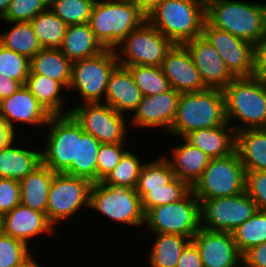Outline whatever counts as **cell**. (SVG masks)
Here are the masks:
<instances>
[{"instance_id":"cell-1","label":"cell","mask_w":266,"mask_h":267,"mask_svg":"<svg viewBox=\"0 0 266 267\" xmlns=\"http://www.w3.org/2000/svg\"><path fill=\"white\" fill-rule=\"evenodd\" d=\"M206 21L254 46L266 37V3L206 0Z\"/></svg>"},{"instance_id":"cell-2","label":"cell","mask_w":266,"mask_h":267,"mask_svg":"<svg viewBox=\"0 0 266 267\" xmlns=\"http://www.w3.org/2000/svg\"><path fill=\"white\" fill-rule=\"evenodd\" d=\"M206 0H164L146 16L173 44L183 45L202 35Z\"/></svg>"},{"instance_id":"cell-3","label":"cell","mask_w":266,"mask_h":267,"mask_svg":"<svg viewBox=\"0 0 266 267\" xmlns=\"http://www.w3.org/2000/svg\"><path fill=\"white\" fill-rule=\"evenodd\" d=\"M227 123L222 89L207 88L200 92L181 93L170 136L183 138L187 133Z\"/></svg>"},{"instance_id":"cell-4","label":"cell","mask_w":266,"mask_h":267,"mask_svg":"<svg viewBox=\"0 0 266 267\" xmlns=\"http://www.w3.org/2000/svg\"><path fill=\"white\" fill-rule=\"evenodd\" d=\"M223 93L227 122L235 118L242 123L233 127L236 132L266 128V83L253 76L234 78Z\"/></svg>"},{"instance_id":"cell-5","label":"cell","mask_w":266,"mask_h":267,"mask_svg":"<svg viewBox=\"0 0 266 267\" xmlns=\"http://www.w3.org/2000/svg\"><path fill=\"white\" fill-rule=\"evenodd\" d=\"M146 16L132 0H106L93 5L88 24L104 48L114 49Z\"/></svg>"},{"instance_id":"cell-6","label":"cell","mask_w":266,"mask_h":267,"mask_svg":"<svg viewBox=\"0 0 266 267\" xmlns=\"http://www.w3.org/2000/svg\"><path fill=\"white\" fill-rule=\"evenodd\" d=\"M191 191L200 203L203 200L230 197L244 192L245 169L238 152L211 159Z\"/></svg>"},{"instance_id":"cell-7","label":"cell","mask_w":266,"mask_h":267,"mask_svg":"<svg viewBox=\"0 0 266 267\" xmlns=\"http://www.w3.org/2000/svg\"><path fill=\"white\" fill-rule=\"evenodd\" d=\"M89 208L97 210L105 217L135 227H143L145 213L136 189L121 185H104L93 182L90 191Z\"/></svg>"},{"instance_id":"cell-8","label":"cell","mask_w":266,"mask_h":267,"mask_svg":"<svg viewBox=\"0 0 266 267\" xmlns=\"http://www.w3.org/2000/svg\"><path fill=\"white\" fill-rule=\"evenodd\" d=\"M117 65L114 49L107 48L95 56L76 60L67 90L78 92L81 103L105 102L109 76Z\"/></svg>"},{"instance_id":"cell-9","label":"cell","mask_w":266,"mask_h":267,"mask_svg":"<svg viewBox=\"0 0 266 267\" xmlns=\"http://www.w3.org/2000/svg\"><path fill=\"white\" fill-rule=\"evenodd\" d=\"M174 44L145 21L132 30L115 48L118 65L161 66Z\"/></svg>"},{"instance_id":"cell-10","label":"cell","mask_w":266,"mask_h":267,"mask_svg":"<svg viewBox=\"0 0 266 267\" xmlns=\"http://www.w3.org/2000/svg\"><path fill=\"white\" fill-rule=\"evenodd\" d=\"M145 226L153 233L192 237L201 228L200 202L190 190L181 200L151 208Z\"/></svg>"},{"instance_id":"cell-11","label":"cell","mask_w":266,"mask_h":267,"mask_svg":"<svg viewBox=\"0 0 266 267\" xmlns=\"http://www.w3.org/2000/svg\"><path fill=\"white\" fill-rule=\"evenodd\" d=\"M47 139L41 152L42 164L55 173H64L77 163V138L84 132L70 114L51 115Z\"/></svg>"},{"instance_id":"cell-12","label":"cell","mask_w":266,"mask_h":267,"mask_svg":"<svg viewBox=\"0 0 266 267\" xmlns=\"http://www.w3.org/2000/svg\"><path fill=\"white\" fill-rule=\"evenodd\" d=\"M69 114L84 132L101 144H125L129 136L125 115L104 102L80 103L70 108Z\"/></svg>"},{"instance_id":"cell-13","label":"cell","mask_w":266,"mask_h":267,"mask_svg":"<svg viewBox=\"0 0 266 267\" xmlns=\"http://www.w3.org/2000/svg\"><path fill=\"white\" fill-rule=\"evenodd\" d=\"M92 185L86 178L56 173L48 195L47 220L56 228L57 223L73 218L81 208H89Z\"/></svg>"},{"instance_id":"cell-14","label":"cell","mask_w":266,"mask_h":267,"mask_svg":"<svg viewBox=\"0 0 266 267\" xmlns=\"http://www.w3.org/2000/svg\"><path fill=\"white\" fill-rule=\"evenodd\" d=\"M258 210L246 192L230 197L212 198L200 203L201 228L232 232Z\"/></svg>"},{"instance_id":"cell-15","label":"cell","mask_w":266,"mask_h":267,"mask_svg":"<svg viewBox=\"0 0 266 267\" xmlns=\"http://www.w3.org/2000/svg\"><path fill=\"white\" fill-rule=\"evenodd\" d=\"M202 35L216 49L235 78L252 77L255 49L253 44L211 26L206 20Z\"/></svg>"},{"instance_id":"cell-16","label":"cell","mask_w":266,"mask_h":267,"mask_svg":"<svg viewBox=\"0 0 266 267\" xmlns=\"http://www.w3.org/2000/svg\"><path fill=\"white\" fill-rule=\"evenodd\" d=\"M180 96L181 93L173 88L161 94L143 96L129 123L136 129L160 127L169 132Z\"/></svg>"},{"instance_id":"cell-17","label":"cell","mask_w":266,"mask_h":267,"mask_svg":"<svg viewBox=\"0 0 266 267\" xmlns=\"http://www.w3.org/2000/svg\"><path fill=\"white\" fill-rule=\"evenodd\" d=\"M192 241L197 246L203 267H236L242 261L232 232L200 228Z\"/></svg>"},{"instance_id":"cell-18","label":"cell","mask_w":266,"mask_h":267,"mask_svg":"<svg viewBox=\"0 0 266 267\" xmlns=\"http://www.w3.org/2000/svg\"><path fill=\"white\" fill-rule=\"evenodd\" d=\"M183 45L189 51L207 88L223 90L235 78L227 69L219 53L203 35L195 37Z\"/></svg>"},{"instance_id":"cell-19","label":"cell","mask_w":266,"mask_h":267,"mask_svg":"<svg viewBox=\"0 0 266 267\" xmlns=\"http://www.w3.org/2000/svg\"><path fill=\"white\" fill-rule=\"evenodd\" d=\"M160 67L171 88L180 93L200 92L207 89L184 45L174 44L166 53Z\"/></svg>"},{"instance_id":"cell-20","label":"cell","mask_w":266,"mask_h":267,"mask_svg":"<svg viewBox=\"0 0 266 267\" xmlns=\"http://www.w3.org/2000/svg\"><path fill=\"white\" fill-rule=\"evenodd\" d=\"M3 234L18 239L28 246L38 235H54L57 229L47 220L46 214L24 205H17L2 215Z\"/></svg>"},{"instance_id":"cell-21","label":"cell","mask_w":266,"mask_h":267,"mask_svg":"<svg viewBox=\"0 0 266 267\" xmlns=\"http://www.w3.org/2000/svg\"><path fill=\"white\" fill-rule=\"evenodd\" d=\"M0 116L15 130L14 121L45 128L51 115L28 87L22 85L11 96L0 101Z\"/></svg>"},{"instance_id":"cell-22","label":"cell","mask_w":266,"mask_h":267,"mask_svg":"<svg viewBox=\"0 0 266 267\" xmlns=\"http://www.w3.org/2000/svg\"><path fill=\"white\" fill-rule=\"evenodd\" d=\"M142 98V92L129 69L117 65L109 76L104 103L124 115L126 112H134Z\"/></svg>"},{"instance_id":"cell-23","label":"cell","mask_w":266,"mask_h":267,"mask_svg":"<svg viewBox=\"0 0 266 267\" xmlns=\"http://www.w3.org/2000/svg\"><path fill=\"white\" fill-rule=\"evenodd\" d=\"M183 139L211 159L223 158L236 151V131L228 122L213 128L192 131Z\"/></svg>"},{"instance_id":"cell-24","label":"cell","mask_w":266,"mask_h":267,"mask_svg":"<svg viewBox=\"0 0 266 267\" xmlns=\"http://www.w3.org/2000/svg\"><path fill=\"white\" fill-rule=\"evenodd\" d=\"M171 148L172 158L168 156L166 158L171 164L175 177L192 187L203 174L211 158L184 139L183 144Z\"/></svg>"},{"instance_id":"cell-25","label":"cell","mask_w":266,"mask_h":267,"mask_svg":"<svg viewBox=\"0 0 266 267\" xmlns=\"http://www.w3.org/2000/svg\"><path fill=\"white\" fill-rule=\"evenodd\" d=\"M55 174L41 164L20 180V204L46 214L48 195Z\"/></svg>"},{"instance_id":"cell-26","label":"cell","mask_w":266,"mask_h":267,"mask_svg":"<svg viewBox=\"0 0 266 267\" xmlns=\"http://www.w3.org/2000/svg\"><path fill=\"white\" fill-rule=\"evenodd\" d=\"M18 147L13 142L0 150V178L20 181L42 164L41 150Z\"/></svg>"},{"instance_id":"cell-27","label":"cell","mask_w":266,"mask_h":267,"mask_svg":"<svg viewBox=\"0 0 266 267\" xmlns=\"http://www.w3.org/2000/svg\"><path fill=\"white\" fill-rule=\"evenodd\" d=\"M105 48L95 38L88 23L67 25L59 50L70 61L85 59L101 53Z\"/></svg>"},{"instance_id":"cell-28","label":"cell","mask_w":266,"mask_h":267,"mask_svg":"<svg viewBox=\"0 0 266 267\" xmlns=\"http://www.w3.org/2000/svg\"><path fill=\"white\" fill-rule=\"evenodd\" d=\"M236 151L245 171L266 170V128L236 132Z\"/></svg>"},{"instance_id":"cell-29","label":"cell","mask_w":266,"mask_h":267,"mask_svg":"<svg viewBox=\"0 0 266 267\" xmlns=\"http://www.w3.org/2000/svg\"><path fill=\"white\" fill-rule=\"evenodd\" d=\"M72 63L59 48H42L30 59V73L56 80L68 89Z\"/></svg>"},{"instance_id":"cell-30","label":"cell","mask_w":266,"mask_h":267,"mask_svg":"<svg viewBox=\"0 0 266 267\" xmlns=\"http://www.w3.org/2000/svg\"><path fill=\"white\" fill-rule=\"evenodd\" d=\"M25 85L50 115L69 114L70 109L66 111L64 108L66 106L65 100L63 95L61 96L62 91L67 90L62 83L29 72Z\"/></svg>"},{"instance_id":"cell-31","label":"cell","mask_w":266,"mask_h":267,"mask_svg":"<svg viewBox=\"0 0 266 267\" xmlns=\"http://www.w3.org/2000/svg\"><path fill=\"white\" fill-rule=\"evenodd\" d=\"M155 236L150 249L151 267H176L182 250L191 241L190 238L166 233H151Z\"/></svg>"},{"instance_id":"cell-32","label":"cell","mask_w":266,"mask_h":267,"mask_svg":"<svg viewBox=\"0 0 266 267\" xmlns=\"http://www.w3.org/2000/svg\"><path fill=\"white\" fill-rule=\"evenodd\" d=\"M42 48H59L66 33L67 24L50 8L29 21Z\"/></svg>"},{"instance_id":"cell-33","label":"cell","mask_w":266,"mask_h":267,"mask_svg":"<svg viewBox=\"0 0 266 267\" xmlns=\"http://www.w3.org/2000/svg\"><path fill=\"white\" fill-rule=\"evenodd\" d=\"M175 178L171 164L162 154L161 157L151 160L142 165L136 192L142 199L150 190L164 188V185Z\"/></svg>"},{"instance_id":"cell-34","label":"cell","mask_w":266,"mask_h":267,"mask_svg":"<svg viewBox=\"0 0 266 267\" xmlns=\"http://www.w3.org/2000/svg\"><path fill=\"white\" fill-rule=\"evenodd\" d=\"M100 144L92 135L83 132L81 138H77V163H72L64 173L96 182L97 154Z\"/></svg>"},{"instance_id":"cell-35","label":"cell","mask_w":266,"mask_h":267,"mask_svg":"<svg viewBox=\"0 0 266 267\" xmlns=\"http://www.w3.org/2000/svg\"><path fill=\"white\" fill-rule=\"evenodd\" d=\"M9 31L0 32V44L20 55L31 59L42 49L29 22H11Z\"/></svg>"},{"instance_id":"cell-36","label":"cell","mask_w":266,"mask_h":267,"mask_svg":"<svg viewBox=\"0 0 266 267\" xmlns=\"http://www.w3.org/2000/svg\"><path fill=\"white\" fill-rule=\"evenodd\" d=\"M232 235L241 255L266 242V211L257 210L242 225L235 228Z\"/></svg>"},{"instance_id":"cell-37","label":"cell","mask_w":266,"mask_h":267,"mask_svg":"<svg viewBox=\"0 0 266 267\" xmlns=\"http://www.w3.org/2000/svg\"><path fill=\"white\" fill-rule=\"evenodd\" d=\"M127 68L143 96L161 94L171 89L160 66L133 65Z\"/></svg>"},{"instance_id":"cell-38","label":"cell","mask_w":266,"mask_h":267,"mask_svg":"<svg viewBox=\"0 0 266 267\" xmlns=\"http://www.w3.org/2000/svg\"><path fill=\"white\" fill-rule=\"evenodd\" d=\"M145 162L139 160V156L127 151L113 171L101 181L104 185H121L135 189L138 183L142 165Z\"/></svg>"},{"instance_id":"cell-39","label":"cell","mask_w":266,"mask_h":267,"mask_svg":"<svg viewBox=\"0 0 266 267\" xmlns=\"http://www.w3.org/2000/svg\"><path fill=\"white\" fill-rule=\"evenodd\" d=\"M191 187L178 178H174L171 182L164 185V188L158 190H150L142 199L141 206L146 214L151 208L162 206L168 203L181 200Z\"/></svg>"},{"instance_id":"cell-40","label":"cell","mask_w":266,"mask_h":267,"mask_svg":"<svg viewBox=\"0 0 266 267\" xmlns=\"http://www.w3.org/2000/svg\"><path fill=\"white\" fill-rule=\"evenodd\" d=\"M49 8L67 25L88 23L93 5L87 0H49Z\"/></svg>"},{"instance_id":"cell-41","label":"cell","mask_w":266,"mask_h":267,"mask_svg":"<svg viewBox=\"0 0 266 267\" xmlns=\"http://www.w3.org/2000/svg\"><path fill=\"white\" fill-rule=\"evenodd\" d=\"M30 59L0 44V74L26 84Z\"/></svg>"},{"instance_id":"cell-42","label":"cell","mask_w":266,"mask_h":267,"mask_svg":"<svg viewBox=\"0 0 266 267\" xmlns=\"http://www.w3.org/2000/svg\"><path fill=\"white\" fill-rule=\"evenodd\" d=\"M49 8V0H11L8 10L0 19L5 23L29 22Z\"/></svg>"},{"instance_id":"cell-43","label":"cell","mask_w":266,"mask_h":267,"mask_svg":"<svg viewBox=\"0 0 266 267\" xmlns=\"http://www.w3.org/2000/svg\"><path fill=\"white\" fill-rule=\"evenodd\" d=\"M30 246L6 234L0 235V267H16L32 254Z\"/></svg>"},{"instance_id":"cell-44","label":"cell","mask_w":266,"mask_h":267,"mask_svg":"<svg viewBox=\"0 0 266 267\" xmlns=\"http://www.w3.org/2000/svg\"><path fill=\"white\" fill-rule=\"evenodd\" d=\"M125 144H100L97 154L96 182H101L114 170L122 156L128 151Z\"/></svg>"},{"instance_id":"cell-45","label":"cell","mask_w":266,"mask_h":267,"mask_svg":"<svg viewBox=\"0 0 266 267\" xmlns=\"http://www.w3.org/2000/svg\"><path fill=\"white\" fill-rule=\"evenodd\" d=\"M245 192L258 210L266 211V170L245 171Z\"/></svg>"},{"instance_id":"cell-46","label":"cell","mask_w":266,"mask_h":267,"mask_svg":"<svg viewBox=\"0 0 266 267\" xmlns=\"http://www.w3.org/2000/svg\"><path fill=\"white\" fill-rule=\"evenodd\" d=\"M20 204V183L10 178H0V214L4 215Z\"/></svg>"},{"instance_id":"cell-47","label":"cell","mask_w":266,"mask_h":267,"mask_svg":"<svg viewBox=\"0 0 266 267\" xmlns=\"http://www.w3.org/2000/svg\"><path fill=\"white\" fill-rule=\"evenodd\" d=\"M252 76L266 83V37L255 45Z\"/></svg>"},{"instance_id":"cell-48","label":"cell","mask_w":266,"mask_h":267,"mask_svg":"<svg viewBox=\"0 0 266 267\" xmlns=\"http://www.w3.org/2000/svg\"><path fill=\"white\" fill-rule=\"evenodd\" d=\"M248 267H266V242L250 248L242 255Z\"/></svg>"},{"instance_id":"cell-49","label":"cell","mask_w":266,"mask_h":267,"mask_svg":"<svg viewBox=\"0 0 266 267\" xmlns=\"http://www.w3.org/2000/svg\"><path fill=\"white\" fill-rule=\"evenodd\" d=\"M176 267H203L197 246L192 240L182 250Z\"/></svg>"},{"instance_id":"cell-50","label":"cell","mask_w":266,"mask_h":267,"mask_svg":"<svg viewBox=\"0 0 266 267\" xmlns=\"http://www.w3.org/2000/svg\"><path fill=\"white\" fill-rule=\"evenodd\" d=\"M16 130H14L1 116H0V150L8 147L15 142Z\"/></svg>"},{"instance_id":"cell-51","label":"cell","mask_w":266,"mask_h":267,"mask_svg":"<svg viewBox=\"0 0 266 267\" xmlns=\"http://www.w3.org/2000/svg\"><path fill=\"white\" fill-rule=\"evenodd\" d=\"M21 86L19 81L0 74V101L11 96Z\"/></svg>"},{"instance_id":"cell-52","label":"cell","mask_w":266,"mask_h":267,"mask_svg":"<svg viewBox=\"0 0 266 267\" xmlns=\"http://www.w3.org/2000/svg\"><path fill=\"white\" fill-rule=\"evenodd\" d=\"M141 10V12L147 16L164 0H132Z\"/></svg>"},{"instance_id":"cell-53","label":"cell","mask_w":266,"mask_h":267,"mask_svg":"<svg viewBox=\"0 0 266 267\" xmlns=\"http://www.w3.org/2000/svg\"><path fill=\"white\" fill-rule=\"evenodd\" d=\"M34 258L35 257L31 255L28 259L16 267H41V265L38 264Z\"/></svg>"},{"instance_id":"cell-54","label":"cell","mask_w":266,"mask_h":267,"mask_svg":"<svg viewBox=\"0 0 266 267\" xmlns=\"http://www.w3.org/2000/svg\"><path fill=\"white\" fill-rule=\"evenodd\" d=\"M10 2L11 0H0V19L7 12Z\"/></svg>"},{"instance_id":"cell-55","label":"cell","mask_w":266,"mask_h":267,"mask_svg":"<svg viewBox=\"0 0 266 267\" xmlns=\"http://www.w3.org/2000/svg\"><path fill=\"white\" fill-rule=\"evenodd\" d=\"M88 2H90L92 5H97L99 3H102L103 1H106V0H87Z\"/></svg>"},{"instance_id":"cell-56","label":"cell","mask_w":266,"mask_h":267,"mask_svg":"<svg viewBox=\"0 0 266 267\" xmlns=\"http://www.w3.org/2000/svg\"><path fill=\"white\" fill-rule=\"evenodd\" d=\"M3 233V227H2V215L0 214V235Z\"/></svg>"},{"instance_id":"cell-57","label":"cell","mask_w":266,"mask_h":267,"mask_svg":"<svg viewBox=\"0 0 266 267\" xmlns=\"http://www.w3.org/2000/svg\"><path fill=\"white\" fill-rule=\"evenodd\" d=\"M236 267H248V266L244 262L241 261Z\"/></svg>"}]
</instances>
